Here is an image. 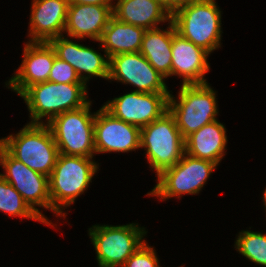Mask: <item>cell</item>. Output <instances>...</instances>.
Listing matches in <instances>:
<instances>
[{
  "label": "cell",
  "mask_w": 266,
  "mask_h": 267,
  "mask_svg": "<svg viewBox=\"0 0 266 267\" xmlns=\"http://www.w3.org/2000/svg\"><path fill=\"white\" fill-rule=\"evenodd\" d=\"M20 66L5 82L7 89L21 95L28 87L48 81L56 52L49 42H24Z\"/></svg>",
  "instance_id": "obj_15"
},
{
  "label": "cell",
  "mask_w": 266,
  "mask_h": 267,
  "mask_svg": "<svg viewBox=\"0 0 266 267\" xmlns=\"http://www.w3.org/2000/svg\"><path fill=\"white\" fill-rule=\"evenodd\" d=\"M262 202H263L262 206H266V187H265L263 194H262Z\"/></svg>",
  "instance_id": "obj_30"
},
{
  "label": "cell",
  "mask_w": 266,
  "mask_h": 267,
  "mask_svg": "<svg viewBox=\"0 0 266 267\" xmlns=\"http://www.w3.org/2000/svg\"><path fill=\"white\" fill-rule=\"evenodd\" d=\"M166 29L157 27L145 30L140 53L165 79L171 77L173 22Z\"/></svg>",
  "instance_id": "obj_21"
},
{
  "label": "cell",
  "mask_w": 266,
  "mask_h": 267,
  "mask_svg": "<svg viewBox=\"0 0 266 267\" xmlns=\"http://www.w3.org/2000/svg\"><path fill=\"white\" fill-rule=\"evenodd\" d=\"M112 10L117 20L145 30L165 26L171 15L157 0H115ZM161 24V25H160Z\"/></svg>",
  "instance_id": "obj_20"
},
{
  "label": "cell",
  "mask_w": 266,
  "mask_h": 267,
  "mask_svg": "<svg viewBox=\"0 0 266 267\" xmlns=\"http://www.w3.org/2000/svg\"><path fill=\"white\" fill-rule=\"evenodd\" d=\"M121 267H162L155 248L145 241Z\"/></svg>",
  "instance_id": "obj_25"
},
{
  "label": "cell",
  "mask_w": 266,
  "mask_h": 267,
  "mask_svg": "<svg viewBox=\"0 0 266 267\" xmlns=\"http://www.w3.org/2000/svg\"><path fill=\"white\" fill-rule=\"evenodd\" d=\"M114 6L69 4L64 35L76 39L99 42Z\"/></svg>",
  "instance_id": "obj_18"
},
{
  "label": "cell",
  "mask_w": 266,
  "mask_h": 267,
  "mask_svg": "<svg viewBox=\"0 0 266 267\" xmlns=\"http://www.w3.org/2000/svg\"><path fill=\"white\" fill-rule=\"evenodd\" d=\"M0 144L14 158L47 177L52 173L60 154L47 124L27 123L16 134L0 138Z\"/></svg>",
  "instance_id": "obj_3"
},
{
  "label": "cell",
  "mask_w": 266,
  "mask_h": 267,
  "mask_svg": "<svg viewBox=\"0 0 266 267\" xmlns=\"http://www.w3.org/2000/svg\"><path fill=\"white\" fill-rule=\"evenodd\" d=\"M92 101L85 106L54 117L49 126L60 154L95 158ZM95 155V156H94Z\"/></svg>",
  "instance_id": "obj_9"
},
{
  "label": "cell",
  "mask_w": 266,
  "mask_h": 267,
  "mask_svg": "<svg viewBox=\"0 0 266 267\" xmlns=\"http://www.w3.org/2000/svg\"><path fill=\"white\" fill-rule=\"evenodd\" d=\"M88 96L85 83L49 81L34 84L20 95L27 105L30 124H48L61 113L85 106L91 99Z\"/></svg>",
  "instance_id": "obj_2"
},
{
  "label": "cell",
  "mask_w": 266,
  "mask_h": 267,
  "mask_svg": "<svg viewBox=\"0 0 266 267\" xmlns=\"http://www.w3.org/2000/svg\"><path fill=\"white\" fill-rule=\"evenodd\" d=\"M225 124L215 120L185 138V153L220 165L226 155L227 131Z\"/></svg>",
  "instance_id": "obj_19"
},
{
  "label": "cell",
  "mask_w": 266,
  "mask_h": 267,
  "mask_svg": "<svg viewBox=\"0 0 266 267\" xmlns=\"http://www.w3.org/2000/svg\"><path fill=\"white\" fill-rule=\"evenodd\" d=\"M141 128L115 118L103 106L96 111L94 147L96 154L130 153L140 150Z\"/></svg>",
  "instance_id": "obj_13"
},
{
  "label": "cell",
  "mask_w": 266,
  "mask_h": 267,
  "mask_svg": "<svg viewBox=\"0 0 266 267\" xmlns=\"http://www.w3.org/2000/svg\"><path fill=\"white\" fill-rule=\"evenodd\" d=\"M98 267H121L146 241L148 231L138 223L95 224L88 228Z\"/></svg>",
  "instance_id": "obj_7"
},
{
  "label": "cell",
  "mask_w": 266,
  "mask_h": 267,
  "mask_svg": "<svg viewBox=\"0 0 266 267\" xmlns=\"http://www.w3.org/2000/svg\"><path fill=\"white\" fill-rule=\"evenodd\" d=\"M170 93L128 91L103 103L115 118L142 128L168 111Z\"/></svg>",
  "instance_id": "obj_12"
},
{
  "label": "cell",
  "mask_w": 266,
  "mask_h": 267,
  "mask_svg": "<svg viewBox=\"0 0 266 267\" xmlns=\"http://www.w3.org/2000/svg\"><path fill=\"white\" fill-rule=\"evenodd\" d=\"M80 40L83 39L62 35L52 38L49 43L54 48L56 56L72 65L86 85L94 77L108 81L110 63L108 55L104 51V54H101L100 50H95L89 45L80 44Z\"/></svg>",
  "instance_id": "obj_14"
},
{
  "label": "cell",
  "mask_w": 266,
  "mask_h": 267,
  "mask_svg": "<svg viewBox=\"0 0 266 267\" xmlns=\"http://www.w3.org/2000/svg\"><path fill=\"white\" fill-rule=\"evenodd\" d=\"M48 81L56 83H84L73 66L57 56L54 59Z\"/></svg>",
  "instance_id": "obj_26"
},
{
  "label": "cell",
  "mask_w": 266,
  "mask_h": 267,
  "mask_svg": "<svg viewBox=\"0 0 266 267\" xmlns=\"http://www.w3.org/2000/svg\"><path fill=\"white\" fill-rule=\"evenodd\" d=\"M217 166L212 161L197 159L185 153L176 165L165 169L157 176V184L146 196H155L160 201H167L172 198L180 200L185 194L197 195Z\"/></svg>",
  "instance_id": "obj_8"
},
{
  "label": "cell",
  "mask_w": 266,
  "mask_h": 267,
  "mask_svg": "<svg viewBox=\"0 0 266 267\" xmlns=\"http://www.w3.org/2000/svg\"><path fill=\"white\" fill-rule=\"evenodd\" d=\"M200 0H174V13L181 7Z\"/></svg>",
  "instance_id": "obj_29"
},
{
  "label": "cell",
  "mask_w": 266,
  "mask_h": 267,
  "mask_svg": "<svg viewBox=\"0 0 266 267\" xmlns=\"http://www.w3.org/2000/svg\"><path fill=\"white\" fill-rule=\"evenodd\" d=\"M144 33V28L121 22L112 16L98 46L109 58L114 55L139 52Z\"/></svg>",
  "instance_id": "obj_22"
},
{
  "label": "cell",
  "mask_w": 266,
  "mask_h": 267,
  "mask_svg": "<svg viewBox=\"0 0 266 267\" xmlns=\"http://www.w3.org/2000/svg\"><path fill=\"white\" fill-rule=\"evenodd\" d=\"M0 212L9 217L31 219L47 225L24 201L23 197L0 175Z\"/></svg>",
  "instance_id": "obj_23"
},
{
  "label": "cell",
  "mask_w": 266,
  "mask_h": 267,
  "mask_svg": "<svg viewBox=\"0 0 266 267\" xmlns=\"http://www.w3.org/2000/svg\"><path fill=\"white\" fill-rule=\"evenodd\" d=\"M115 0H68L69 4H94L102 6H114Z\"/></svg>",
  "instance_id": "obj_27"
},
{
  "label": "cell",
  "mask_w": 266,
  "mask_h": 267,
  "mask_svg": "<svg viewBox=\"0 0 266 267\" xmlns=\"http://www.w3.org/2000/svg\"><path fill=\"white\" fill-rule=\"evenodd\" d=\"M0 167L3 173L0 175L11 184L14 189L23 197L29 207L41 217L48 226L57 228V224L47 218L40 208L51 211V200L49 196L48 177L36 172L21 161L14 158L0 144ZM50 220V221H49ZM56 226V227H55Z\"/></svg>",
  "instance_id": "obj_10"
},
{
  "label": "cell",
  "mask_w": 266,
  "mask_h": 267,
  "mask_svg": "<svg viewBox=\"0 0 266 267\" xmlns=\"http://www.w3.org/2000/svg\"><path fill=\"white\" fill-rule=\"evenodd\" d=\"M68 0H32L28 42H49L64 35Z\"/></svg>",
  "instance_id": "obj_17"
},
{
  "label": "cell",
  "mask_w": 266,
  "mask_h": 267,
  "mask_svg": "<svg viewBox=\"0 0 266 267\" xmlns=\"http://www.w3.org/2000/svg\"><path fill=\"white\" fill-rule=\"evenodd\" d=\"M99 166L94 158L59 154L48 177L53 215L66 219L67 207H71L76 199L88 190Z\"/></svg>",
  "instance_id": "obj_1"
},
{
  "label": "cell",
  "mask_w": 266,
  "mask_h": 267,
  "mask_svg": "<svg viewBox=\"0 0 266 267\" xmlns=\"http://www.w3.org/2000/svg\"><path fill=\"white\" fill-rule=\"evenodd\" d=\"M172 16L174 14V0H157Z\"/></svg>",
  "instance_id": "obj_28"
},
{
  "label": "cell",
  "mask_w": 266,
  "mask_h": 267,
  "mask_svg": "<svg viewBox=\"0 0 266 267\" xmlns=\"http://www.w3.org/2000/svg\"><path fill=\"white\" fill-rule=\"evenodd\" d=\"M171 77L182 78V85L208 83L209 53L177 33L173 23Z\"/></svg>",
  "instance_id": "obj_16"
},
{
  "label": "cell",
  "mask_w": 266,
  "mask_h": 267,
  "mask_svg": "<svg viewBox=\"0 0 266 267\" xmlns=\"http://www.w3.org/2000/svg\"><path fill=\"white\" fill-rule=\"evenodd\" d=\"M222 14L216 0H200L179 8L171 20L177 33L211 55L222 47Z\"/></svg>",
  "instance_id": "obj_5"
},
{
  "label": "cell",
  "mask_w": 266,
  "mask_h": 267,
  "mask_svg": "<svg viewBox=\"0 0 266 267\" xmlns=\"http://www.w3.org/2000/svg\"><path fill=\"white\" fill-rule=\"evenodd\" d=\"M144 150L149 168L156 177L176 165L185 154L182 137L174 116L165 112L160 118L141 128L140 150Z\"/></svg>",
  "instance_id": "obj_6"
},
{
  "label": "cell",
  "mask_w": 266,
  "mask_h": 267,
  "mask_svg": "<svg viewBox=\"0 0 266 267\" xmlns=\"http://www.w3.org/2000/svg\"><path fill=\"white\" fill-rule=\"evenodd\" d=\"M216 95L217 92L210 83L181 84L177 96L170 90L168 110L174 116L184 139L204 125L218 120L219 108Z\"/></svg>",
  "instance_id": "obj_4"
},
{
  "label": "cell",
  "mask_w": 266,
  "mask_h": 267,
  "mask_svg": "<svg viewBox=\"0 0 266 267\" xmlns=\"http://www.w3.org/2000/svg\"><path fill=\"white\" fill-rule=\"evenodd\" d=\"M135 87L143 93H170L166 79L140 53H124L110 57L108 82Z\"/></svg>",
  "instance_id": "obj_11"
},
{
  "label": "cell",
  "mask_w": 266,
  "mask_h": 267,
  "mask_svg": "<svg viewBox=\"0 0 266 267\" xmlns=\"http://www.w3.org/2000/svg\"><path fill=\"white\" fill-rule=\"evenodd\" d=\"M234 243V249L239 254L260 267H266V233L241 230Z\"/></svg>",
  "instance_id": "obj_24"
}]
</instances>
